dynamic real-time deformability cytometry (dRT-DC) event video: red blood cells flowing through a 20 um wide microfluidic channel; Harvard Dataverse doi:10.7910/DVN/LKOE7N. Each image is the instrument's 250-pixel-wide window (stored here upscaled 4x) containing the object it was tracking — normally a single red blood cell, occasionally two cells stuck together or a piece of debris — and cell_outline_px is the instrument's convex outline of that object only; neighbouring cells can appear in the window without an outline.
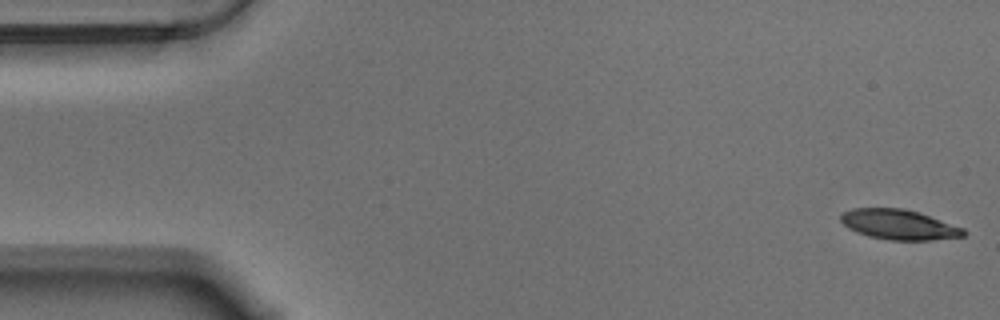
{"species": "Egyptian fruit bat (a non-hibernating species)", "species_latin": "Rousettus aegyptiacus", "temperature_condition": "warm", "stored_images_in_passage": 56, "camera_frame_rate_fps": 3000, "um_per_image_px": 0.085, "animal": {"sex": "male"}, "frame": {"image": 1, "passage_image": 1, "time_ms": 0.0, "image_size_px": [1000, 320], "cell_outline_px": [[968, 232], [964, 236], [932, 240], [888, 240], [868, 236], [856, 232], [848, 228], [840, 220], [840, 216], [844, 212], [852, 208], [904, 208], [964, 228]], "centroid_in_image_um": [76.39, 19.1], "position_along_channel_um": 8.6, "area_um2": 21.39}}
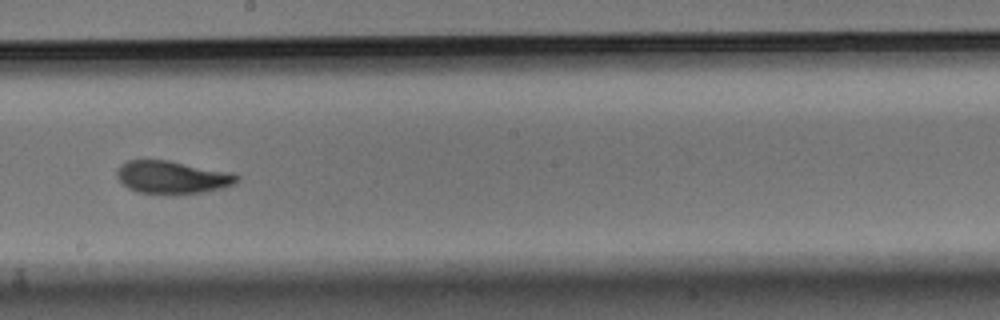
{"frame": {"image": 2, "passage_image": 31, "time_ms": 10.0, "image_size_px": [1000, 320], "cell_outline_px": [[240, 180], [224, 188], [176, 196], [172, 196], [136, 192], [128, 188], [116, 176], [116, 168], [120, 164], [128, 160], [168, 160], [232, 172], [240, 176]], "centroid_in_image_um": [14.63, 15.09], "position_along_channel_um": 233.6, "area_um2": 23.52}}
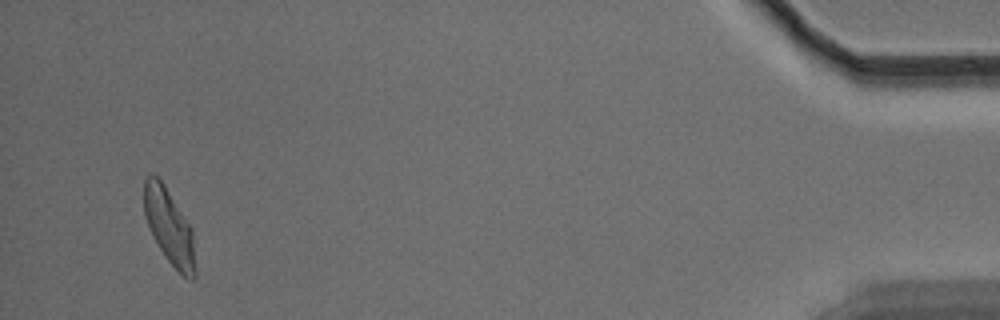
{"frame": {"image": 3, "passage_image": 54, "time_ms": 17.667, "image_size_px": [1000, 320], "cell_outline_px": [[196, 276], [192, 280], [188, 280], [164, 256], [144, 216], [144, 180], [148, 176], [156, 176], [164, 184], [192, 228], [196, 268]], "centroid_in_image_um": [14.41, 19.3], "position_along_channel_um": 420.8, "area_um2": 22.14}, "authors_computed_cell_mechanics": {"area_um2": 22.9466, "velocity_mm_per_s": 3.5123, "shape_relaxation_time_tau1_ms": 4.9991, "shape_relaxation_time_tau2_ms": 2.2362, "deformation_change_tau1": 0.1832, "deformation_change_tau2": 0.078}}